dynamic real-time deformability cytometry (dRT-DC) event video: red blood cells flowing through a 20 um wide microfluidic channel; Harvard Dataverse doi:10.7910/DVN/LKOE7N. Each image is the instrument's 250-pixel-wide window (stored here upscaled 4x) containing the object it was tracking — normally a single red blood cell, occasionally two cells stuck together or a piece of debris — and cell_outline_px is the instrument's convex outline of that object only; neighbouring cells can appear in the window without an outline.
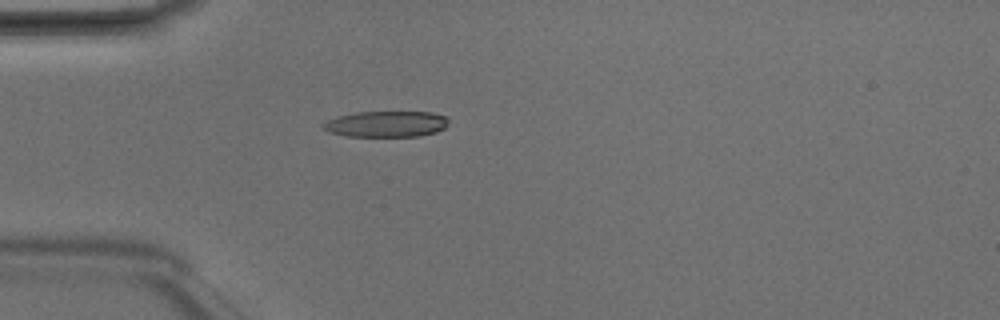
{"species": "Egyptian fruit bat (a non-hibernating species)", "species_latin": "Rousettus aegyptiacus", "temperature_condition": "room temperature", "stored_images_in_passage": 4, "camera_frame_rate_fps": 3000, "um_per_image_px": 0.085, "animal": {"sex": "male"}, "frame": {"image": 1, "passage_image": 4, "time_ms": 1.0, "image_size_px": [1000, 320], "cell_outline_px": [[448, 124], [444, 128], [436, 132], [420, 136], [344, 136], [328, 132], [324, 128], [324, 124], [328, 120], [336, 116], [356, 112], [432, 112], [448, 116]], "centroid_in_image_um": [32.86, 10.54], "position_along_channel_um": 52.1, "area_um2": 19.07}}